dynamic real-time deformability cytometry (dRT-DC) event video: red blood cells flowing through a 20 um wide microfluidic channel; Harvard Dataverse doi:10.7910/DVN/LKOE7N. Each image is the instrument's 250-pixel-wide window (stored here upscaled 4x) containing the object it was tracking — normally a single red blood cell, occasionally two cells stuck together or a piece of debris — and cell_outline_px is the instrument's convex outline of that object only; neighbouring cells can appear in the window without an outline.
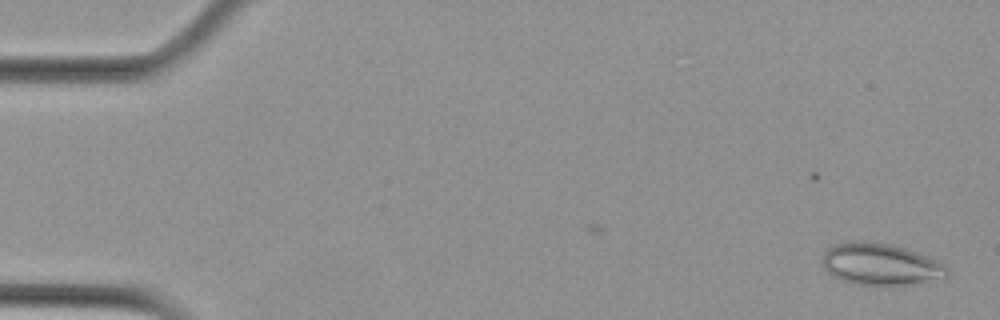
{"species": "Egyptian fruit bat (a non-hibernating species)", "species_latin": "Rousettus aegyptiacus", "temperature_condition": "cold", "stored_images_in_passage": 44, "camera_frame_rate_fps": 3000, "um_per_image_px": 0.085, "animal": {"sex": "female"}, "frame": {"image": 1, "passage_image": 1, "time_ms": 0.0, "image_size_px": [1000, 320], "cell_outline_px": [[948, 280], [904, 284], [852, 284], [840, 280], [832, 276], [824, 268], [820, 260], [824, 252], [828, 248], [836, 244], [856, 240], [888, 244], [904, 248], [916, 252], [936, 260], [944, 264], [948, 268]], "centroid_in_image_um": [74.85, 22.47], "position_along_channel_um": 10.1, "area_um2": 30.52}}
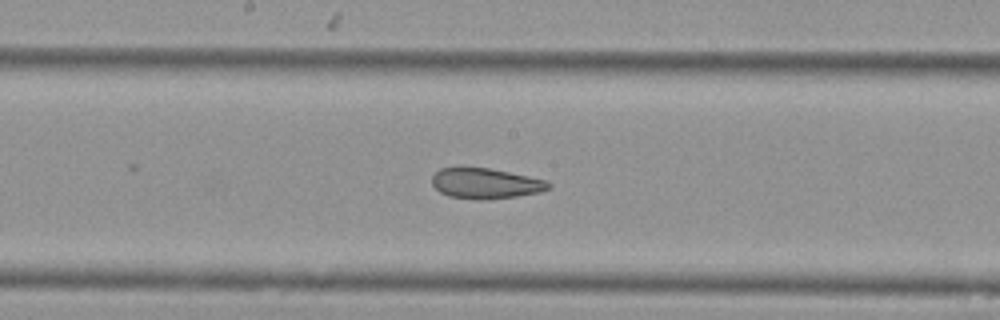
{"frame": {"image": 2, "passage_image": 29, "time_ms": 9.333, "image_size_px": [1000, 320], "cell_outline_px": [[552, 188], [540, 192], [516, 196], [448, 196], [440, 192], [432, 184], [432, 176], [440, 168], [488, 168], [528, 176], [544, 180], [552, 184]], "centroid_in_image_um": [41.3, 15.54], "position_along_channel_um": 206.9, "area_um2": 19.48}}
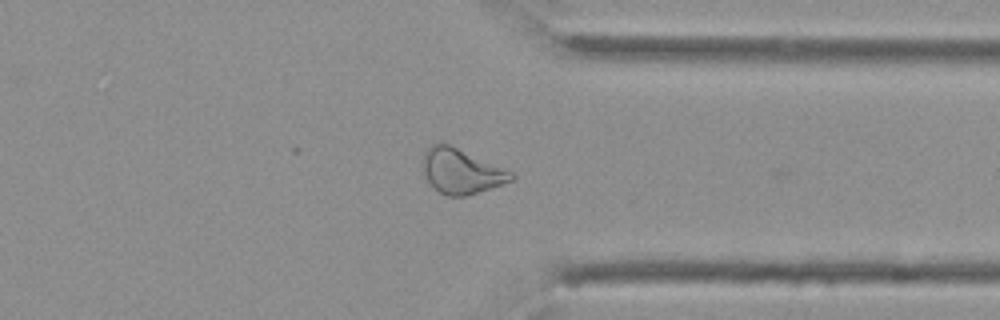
{"frame": {"image": 3, "passage_image": 43, "time_ms": 14.0, "image_size_px": [1000, 320], "cell_outline_px": [[516, 176], [512, 180], [464, 196], [448, 196], [440, 192], [428, 180], [420, 164], [424, 152], [432, 144], [448, 144], [512, 172]], "centroid_in_image_um": [39.15, 14.54], "position_along_channel_um": 372.2, "area_um2": 22.43}}